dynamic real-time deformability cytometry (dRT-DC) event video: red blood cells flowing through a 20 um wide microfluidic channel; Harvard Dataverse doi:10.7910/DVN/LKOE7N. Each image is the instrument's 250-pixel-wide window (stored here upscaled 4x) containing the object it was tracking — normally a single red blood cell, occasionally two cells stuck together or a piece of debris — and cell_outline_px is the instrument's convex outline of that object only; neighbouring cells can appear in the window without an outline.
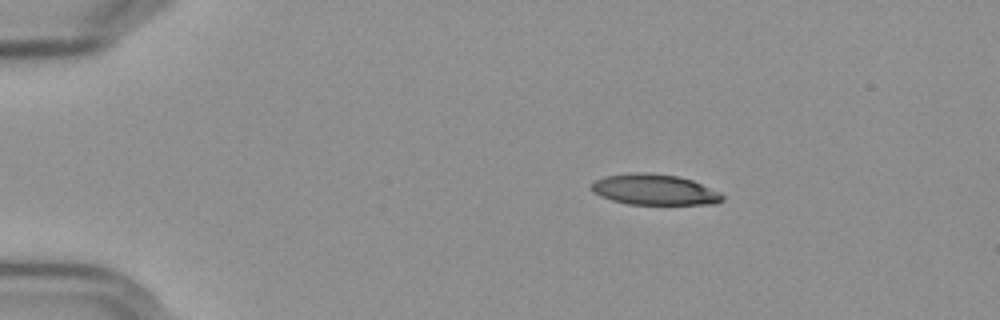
{"species": "Egyptian fruit bat (a non-hibernating species)", "species_latin": "Rousettus aegyptiacus", "temperature_condition": "cold", "stored_images_in_passage": 47, "camera_frame_rate_fps": 3000, "um_per_image_px": 0.085, "frame": {"image": 1, "passage_image": 1, "time_ms": 0.0, "image_size_px": [1000, 320], "cell_outline_px": [[724, 200], [716, 204], [628, 204], [612, 200], [600, 196], [592, 192], [588, 188], [596, 180], [604, 176], [628, 172], [648, 172], [676, 176], [692, 180], [720, 192], [724, 196]], "centroid_in_image_um": [55.6, 16.11], "position_along_channel_um": 29.4, "area_um2": 23.64}}
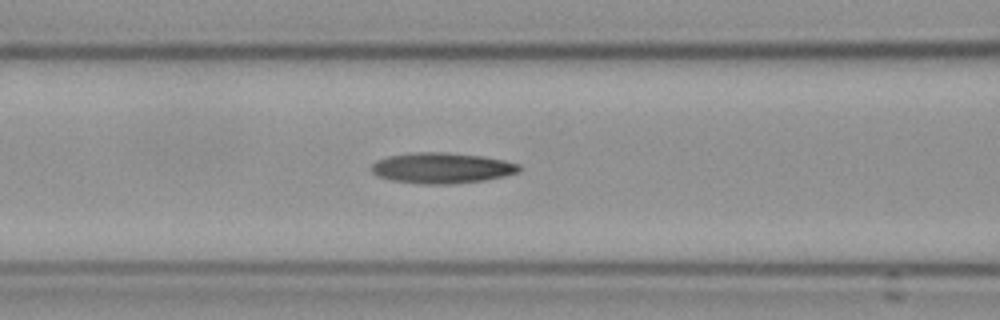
{"frame": {"image": 2, "passage_image": 15, "time_ms": 4.667, "image_size_px": [1000, 320], "cell_outline_px": [[520, 172], [484, 180], [448, 184], [420, 184], [392, 180], [380, 176], [372, 172], [372, 164], [376, 160], [388, 156], [412, 152], [444, 152], [480, 156], [504, 160], [520, 164]], "centroid_in_image_um": [37.55, 14.27], "position_along_channel_um": 129.1, "area_um2": 26.24}}
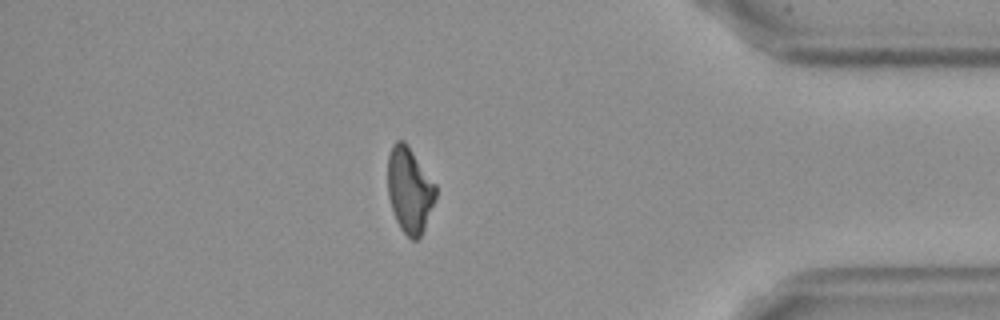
{"frame": {"image": 3, "passage_image": 40, "time_ms": 13.0, "image_size_px": [1000, 320], "cell_outline_px": [[436, 196], [424, 228], [420, 236], [416, 240], [412, 240], [400, 228], [396, 220], [388, 196], [388, 156], [392, 144], [396, 140], [404, 140], [436, 184]], "centroid_in_image_um": [34.8, 16.13], "position_along_channel_um": 400.4, "area_um2": 23.7}, "authors_computed_cell_mechanics": {"area_um2": 24.9118, "velocity_mm_per_s": 3.6215, "shape_relaxation_time_tau1_ms": 7.2141, "shape_relaxation_time_tau2_ms": 3.507, "deformation_change_tau1": 0.195, "deformation_change_tau2": 0.1147}}